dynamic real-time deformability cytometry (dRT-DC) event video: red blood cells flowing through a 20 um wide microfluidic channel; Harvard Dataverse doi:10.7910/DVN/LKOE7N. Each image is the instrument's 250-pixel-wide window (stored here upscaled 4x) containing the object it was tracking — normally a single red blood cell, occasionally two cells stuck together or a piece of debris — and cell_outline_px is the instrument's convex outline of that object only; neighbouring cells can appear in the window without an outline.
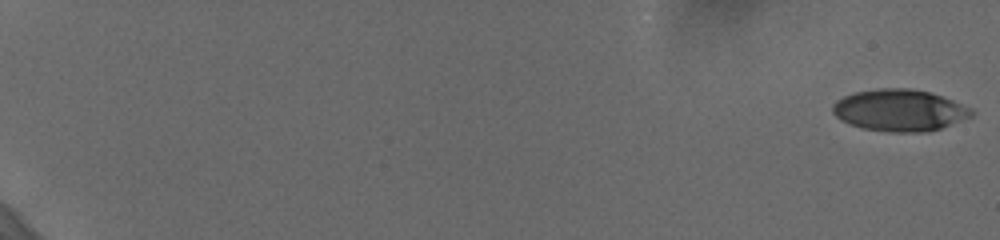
{"species": "human", "species_latin": "Homo sapiens", "temperature_condition": "cold", "stored_images_in_passage": 60, "camera_frame_rate_fps": 3000, "um_per_image_px": 0.085, "donor": {"sex": "female"}, "frame": {"image": 1, "passage_image": 1, "time_ms": 0.0, "image_size_px": [1000, 240], "cell_outline_px": [[972, 116], [940, 128], [924, 132], [888, 132], [860, 128], [848, 124], [840, 120], [832, 112], [832, 104], [836, 100], [844, 96], [856, 92], [880, 88], [908, 88], [928, 92], [952, 100], [968, 108], [972, 112]], "centroid_in_image_um": [76.38, 9.38], "position_along_channel_um": 8.6, "area_um2": 33.52}}
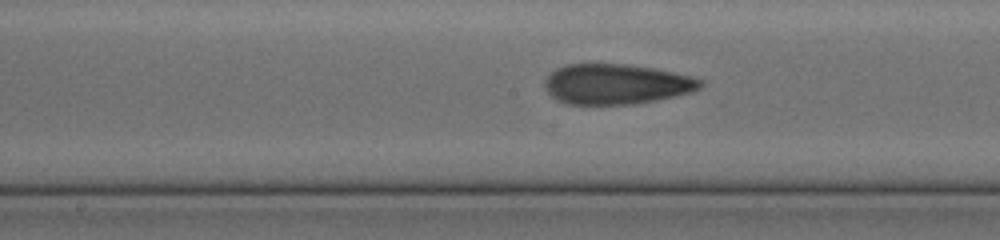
{"frame": {"image": 2, "passage_image": 35, "time_ms": 11.333, "image_size_px": [1000, 240], "cell_outline_px": [[704, 84], [700, 88], [692, 92], [676, 96], [656, 100], [632, 104], [564, 104], [556, 100], [544, 88], [544, 80], [556, 68], [568, 64], [628, 64], [672, 72], [692, 76], [704, 80]], "centroid_in_image_um": [52.38, 7.15], "position_along_channel_um": 195.8, "area_um2": 36.59}}
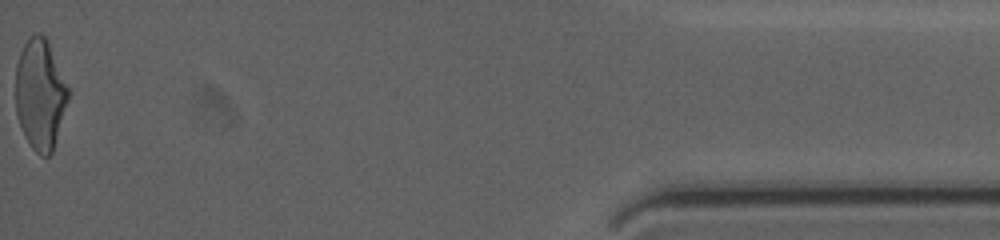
{"frame": {"image": 3, "passage_image": 60, "time_ms": 19.667, "image_size_px": [1000, 240], "cell_outline_px": [[68, 100], [52, 152], [48, 156], [40, 156], [32, 148], [24, 136], [16, 112], [16, 64], [20, 52], [24, 44], [36, 32], [40, 32], [48, 40], [68, 88]], "centroid_in_image_um": [3.4, 8.01], "position_along_channel_um": 431.8, "area_um2": 33.58}, "authors_computed_cell_mechanics": {"area_um2": 35.0557, "velocity_mm_per_s": 3.6792, "shape_relaxation_time_tau1_ms": 7.7417, "shape_relaxation_time_tau2_ms": 1.8447, "deformation_change_tau1": 0.2461, "deformation_change_tau2": 0.1019}}